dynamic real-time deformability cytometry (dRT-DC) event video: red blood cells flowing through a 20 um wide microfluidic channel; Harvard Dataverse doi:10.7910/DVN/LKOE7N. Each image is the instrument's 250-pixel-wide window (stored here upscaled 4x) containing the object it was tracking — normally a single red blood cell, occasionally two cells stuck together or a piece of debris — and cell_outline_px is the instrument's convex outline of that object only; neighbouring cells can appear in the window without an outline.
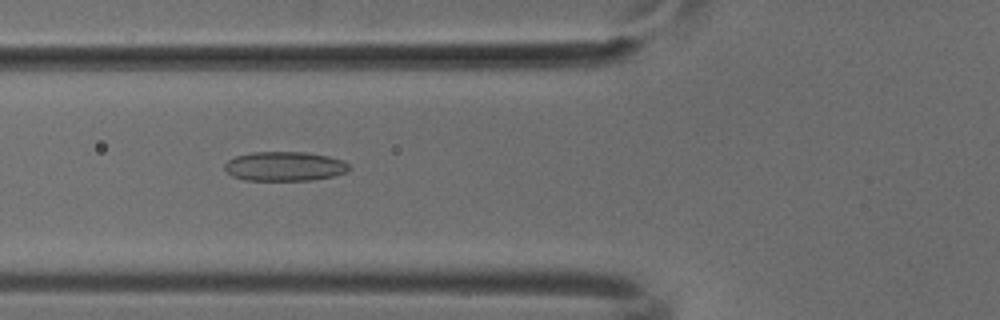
{"species": "common noctule bat (a hibernating species)", "species_latin": "Nyctalus noctula", "temperature_condition": "cold", "stored_images_in_passage": 37, "camera_frame_rate_fps": 3000, "um_per_image_px": 0.085, "animal": {"sex": "male", "body_mass_g": 18.8}, "frame": {"image": 1, "passage_image": 5, "time_ms": 1.333, "image_size_px": [1000, 320], "cell_outline_px": [[352, 168], [348, 172], [332, 176], [312, 180], [244, 180], [232, 176], [224, 168], [224, 164], [228, 160], [236, 156], [252, 152], [308, 152], [328, 156], [344, 160]], "centroid_in_image_um": [24.22, 14.13], "position_along_channel_um": 101.6, "area_um2": 21.44}}
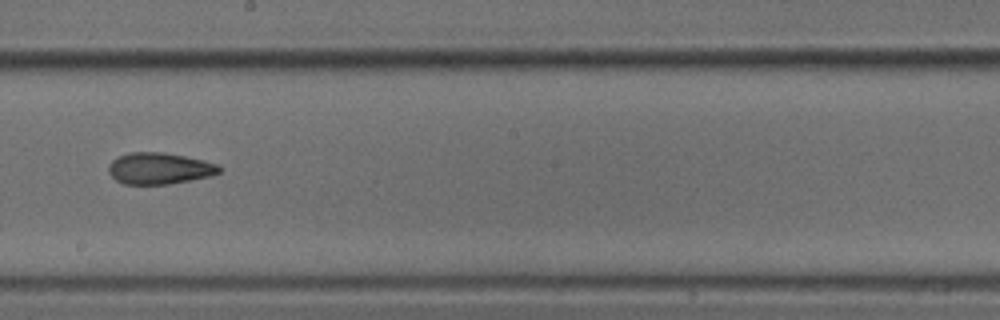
{"frame": {"image": 2, "passage_image": 15, "time_ms": 4.667, "image_size_px": [1000, 320], "cell_outline_px": [[220, 172], [212, 176], [168, 184], [124, 184], [116, 180], [108, 172], [108, 164], [112, 160], [128, 152], [164, 152], [184, 156], [220, 164]], "centroid_in_image_um": [13.54, 14.31], "position_along_channel_um": 234.7, "area_um2": 20.35}}
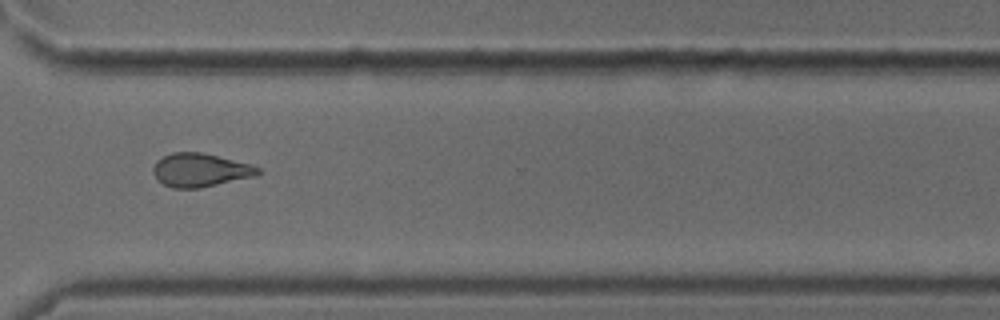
{"frame": {"image": 3, "passage_image": 24, "time_ms": 7.667, "image_size_px": [1000, 320], "cell_outline_px": [[260, 172], [256, 176], [200, 188], [172, 188], [164, 184], [152, 172], [152, 168], [156, 160], [172, 152], [200, 152], [252, 164], [260, 168]], "centroid_in_image_um": [17.03, 14.45], "position_along_channel_um": 353.6, "area_um2": 20.4}}